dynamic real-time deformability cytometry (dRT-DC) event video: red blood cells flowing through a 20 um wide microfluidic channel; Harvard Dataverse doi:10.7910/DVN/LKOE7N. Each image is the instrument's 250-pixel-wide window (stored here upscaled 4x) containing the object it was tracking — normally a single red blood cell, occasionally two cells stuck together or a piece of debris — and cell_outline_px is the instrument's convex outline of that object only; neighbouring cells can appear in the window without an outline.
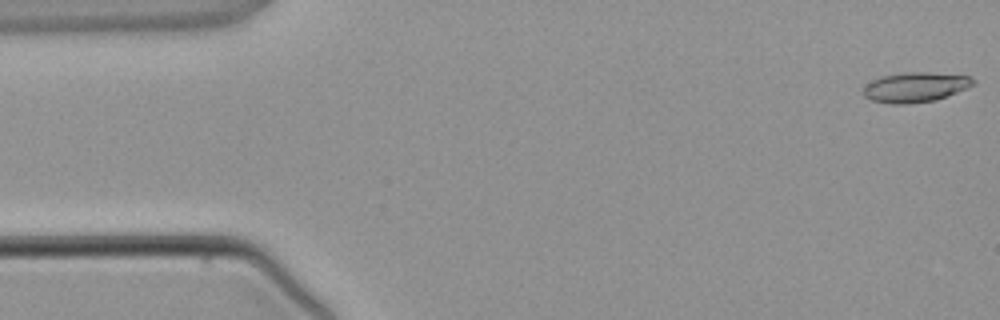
{"species": "common noctule bat (a hibernating species)", "species_latin": "Nyctalus noctula", "temperature_condition": "warm", "stored_images_in_passage": 4, "camera_frame_rate_fps": 3000, "um_per_image_px": 0.085, "animal": {"sex": "male", "body_mass_g": 21.5, "forearm_length_mm": 52.0}, "frame": {"image": 1, "passage_image": 1, "time_ms": 0.0, "image_size_px": [1000, 320], "cell_outline_px": [[976, 84], [968, 88], [936, 100], [904, 104], [892, 104], [872, 100], [864, 96], [864, 88], [872, 80], [880, 76], [904, 72], [928, 72], [968, 76], [976, 80]], "centroid_in_image_um": [77.83, 7.4], "position_along_channel_um": 7.2, "area_um2": 19.13}}
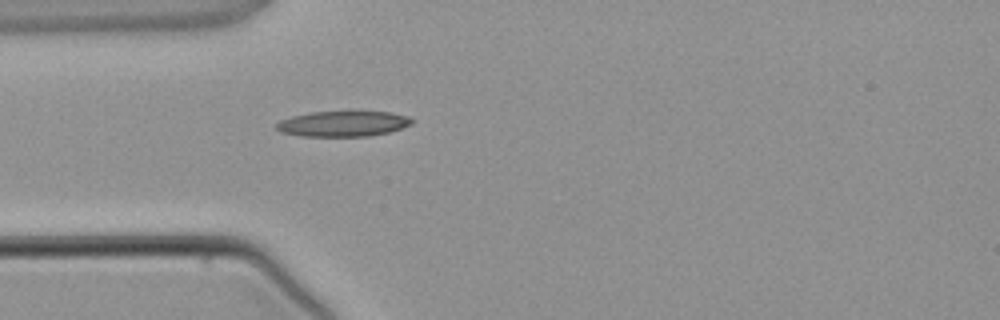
{"frame": {"image": 2, "passage_image": 4, "time_ms": 3.667, "image_size_px": [1000, 320], "cell_outline_px": [[416, 120], [412, 124], [388, 132], [368, 136], [300, 136], [280, 132], [276, 128], [276, 124], [280, 120], [292, 116], [312, 112], [352, 108], [392, 112], [408, 116]], "centroid_in_image_um": [29.21, 10.46], "position_along_channel_um": 55.8, "area_um2": 21.21}}